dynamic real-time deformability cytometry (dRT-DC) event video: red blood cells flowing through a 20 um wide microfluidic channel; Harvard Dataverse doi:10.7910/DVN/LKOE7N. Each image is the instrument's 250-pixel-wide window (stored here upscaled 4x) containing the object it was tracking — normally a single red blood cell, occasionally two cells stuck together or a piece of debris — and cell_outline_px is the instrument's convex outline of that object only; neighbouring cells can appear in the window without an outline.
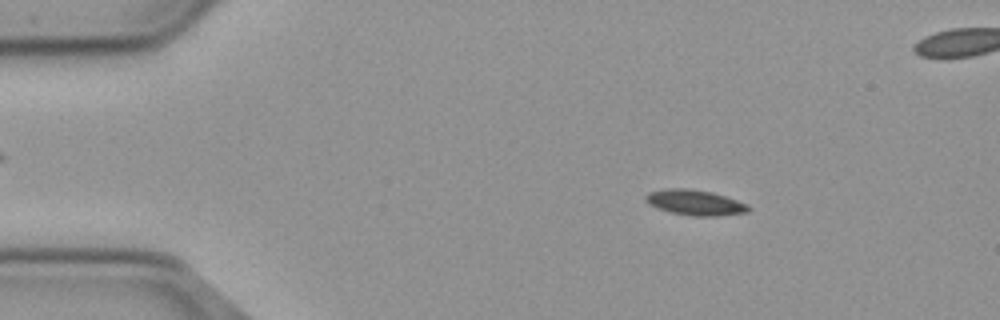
{"species": "common noctule bat (a hibernating species)", "species_latin": "Nyctalus noctula", "temperature_condition": "cold", "stored_images_in_passage": 57, "camera_frame_rate_fps": 3000, "um_per_image_px": 0.085, "animal": {"sex": "male", "body_mass_g": 23.1, "forearm_length_mm": 52.7}, "frame": {"image": 1, "passage_image": 9, "time_ms": 2.667, "image_size_px": [1000, 320], "cell_outline_px": [[748, 212], [716, 216], [696, 216], [672, 212], [660, 208], [644, 200], [644, 196], [648, 192], [668, 188], [684, 188], [712, 192], [748, 204]], "centroid_in_image_um": [59.07, 17.2], "position_along_channel_um": 25.9, "area_um2": 14.85}}
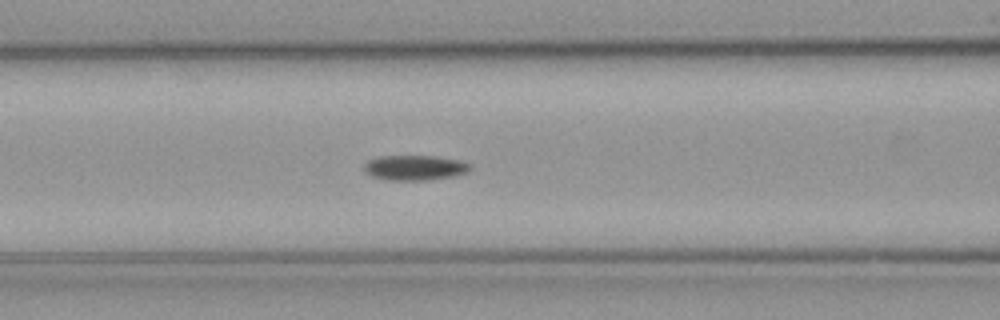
{"frame": {"image": 2, "passage_image": 23, "time_ms": 7.333, "image_size_px": [1000, 320], "cell_outline_px": [[472, 168], [468, 172], [452, 176], [428, 180], [388, 180], [372, 176], [364, 172], [364, 164], [368, 160], [376, 156], [436, 156], [460, 160], [472, 164]], "centroid_in_image_um": [35.26, 14.25], "position_along_channel_um": 131.3, "area_um2": 15.66}}
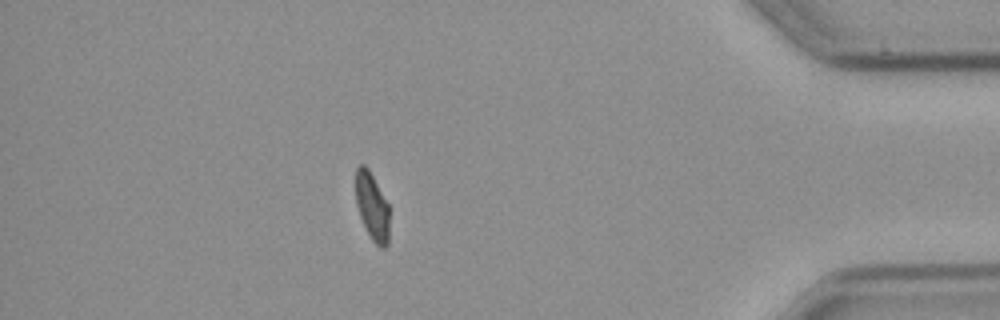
{"frame": {"image": 3, "passage_image": 49, "time_ms": 16.0, "image_size_px": [1000, 320], "cell_outline_px": [[388, 244], [384, 248], [380, 248], [372, 240], [360, 216], [356, 204], [356, 168], [360, 164], [364, 164], [368, 168], [388, 204]], "centroid_in_image_um": [31.62, 17.55], "position_along_channel_um": 403.6, "area_um2": 13.01}}